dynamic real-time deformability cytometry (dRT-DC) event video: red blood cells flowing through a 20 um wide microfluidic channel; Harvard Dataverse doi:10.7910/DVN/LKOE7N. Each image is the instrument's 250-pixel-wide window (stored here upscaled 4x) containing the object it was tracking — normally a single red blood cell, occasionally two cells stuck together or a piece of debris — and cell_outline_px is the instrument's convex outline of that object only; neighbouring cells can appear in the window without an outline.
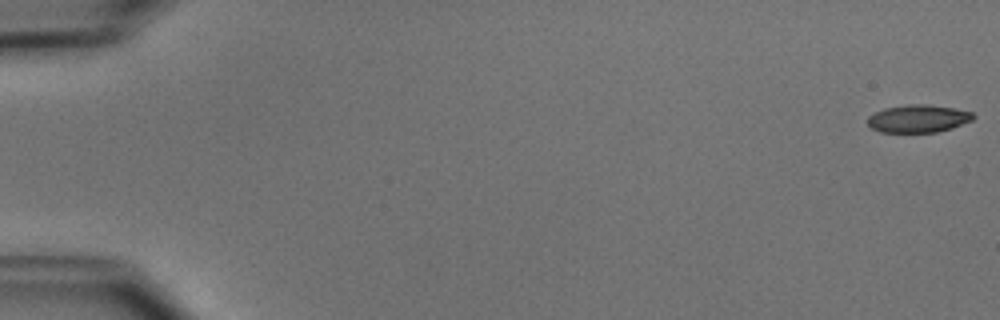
{"species": "common noctule bat (a hibernating species)", "species_latin": "Nyctalus noctula", "temperature_condition": "cold", "stored_images_in_passage": 13, "camera_frame_rate_fps": 3000, "um_per_image_px": 0.085, "animal": {"sex": "male", "body_mass_g": 15.6}, "frame": {"image": 1, "passage_image": 1, "time_ms": 0.0, "image_size_px": [1000, 320], "cell_outline_px": [[976, 116], [972, 120], [952, 128], [936, 132], [880, 132], [872, 128], [868, 124], [868, 116], [884, 108], [908, 104], [924, 104], [952, 108], [972, 112]], "centroid_in_image_um": [78.04, 10.08], "position_along_channel_um": 7.0, "area_um2": 16.94}}